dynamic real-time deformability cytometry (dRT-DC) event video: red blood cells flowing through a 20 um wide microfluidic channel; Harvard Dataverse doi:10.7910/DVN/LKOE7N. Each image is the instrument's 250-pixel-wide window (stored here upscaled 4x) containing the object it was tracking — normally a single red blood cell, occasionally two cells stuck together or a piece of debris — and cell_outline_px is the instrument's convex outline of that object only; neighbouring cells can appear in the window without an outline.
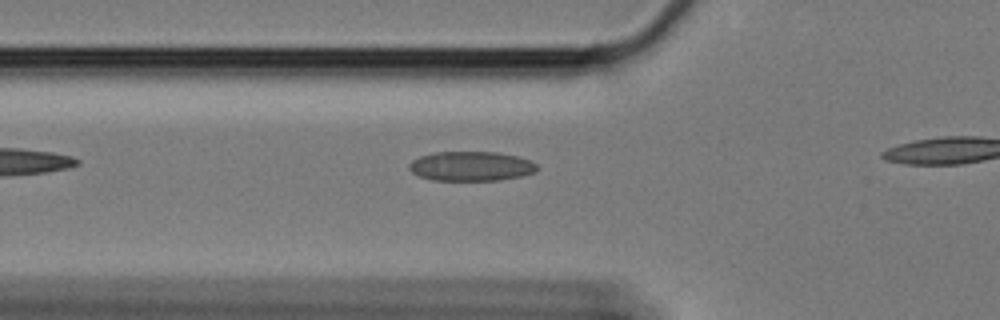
{"species": "Egyptian fruit bat (a non-hibernating species)", "species_latin": "Rousettus aegyptiacus", "temperature_condition": "cold", "stored_images_in_passage": 30, "camera_frame_rate_fps": 3000, "um_per_image_px": 0.085, "animal": {"sex": "female"}, "frame": {"image": 1, "passage_image": 2, "time_ms": 0.333, "image_size_px": [1000, 320], "cell_outline_px": [[540, 168], [536, 172], [520, 176], [500, 180], [432, 180], [420, 176], [412, 172], [408, 168], [408, 164], [412, 160], [420, 156], [432, 152], [496, 152], [516, 156], [532, 160]], "centroid_in_image_um": [40.05, 14.12], "position_along_channel_um": 85.7, "area_um2": 22.14}}
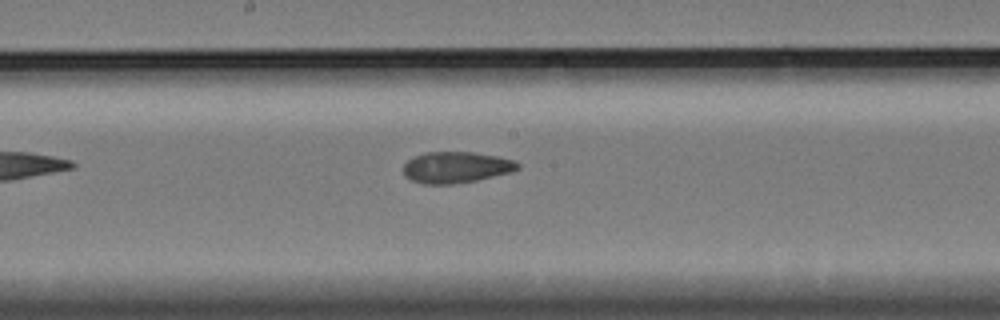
{"frame": {"image": 2, "passage_image": 13, "time_ms": 4.0, "image_size_px": [1000, 320], "cell_outline_px": [[520, 168], [512, 172], [476, 180], [452, 184], [420, 184], [404, 176], [404, 164], [412, 156], [424, 152], [472, 152], [500, 156], [516, 160], [520, 164]], "centroid_in_image_um": [38.78, 14.21], "position_along_channel_um": 209.4, "area_um2": 21.1}}
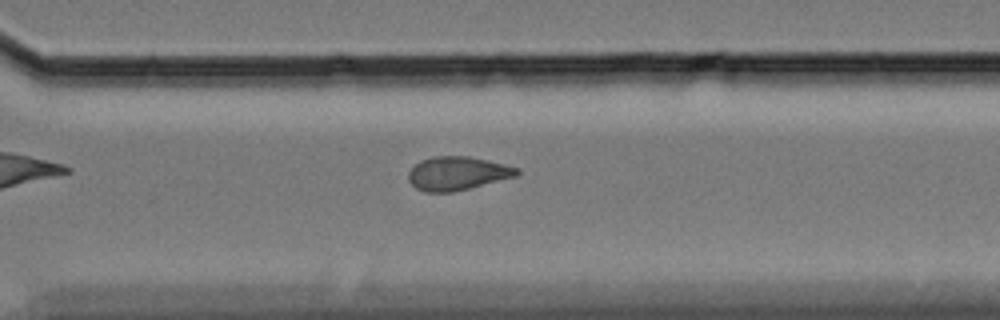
{"frame": {"image": 3, "passage_image": 24, "time_ms": 7.667, "image_size_px": [1000, 320], "cell_outline_px": [[520, 172], [516, 176], [452, 192], [424, 192], [416, 188], [408, 180], [408, 172], [420, 160], [432, 156], [472, 156], [504, 164], [516, 168]], "centroid_in_image_um": [38.84, 14.72], "position_along_channel_um": 331.8, "area_um2": 21.1}}